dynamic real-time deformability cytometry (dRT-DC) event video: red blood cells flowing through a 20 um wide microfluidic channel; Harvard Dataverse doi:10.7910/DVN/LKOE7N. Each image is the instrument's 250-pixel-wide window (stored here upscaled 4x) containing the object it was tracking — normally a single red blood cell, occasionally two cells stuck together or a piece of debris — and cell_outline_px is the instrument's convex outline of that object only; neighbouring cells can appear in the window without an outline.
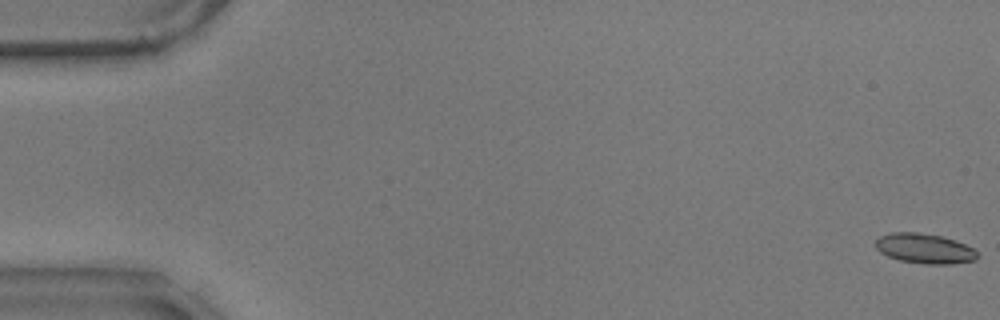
{"species": "common noctule bat (a hibernating species)", "species_latin": "Nyctalus noctula", "temperature_condition": "warm", "stored_images_in_passage": 57, "camera_frame_rate_fps": 3000, "um_per_image_px": 0.085, "animal": {"sex": "male", "body_mass_g": 17.9}, "frame": {"image": 1, "passage_image": 1, "time_ms": 0.0, "image_size_px": [1000, 320], "cell_outline_px": [[980, 256], [976, 260], [952, 264], [924, 264], [900, 260], [888, 256], [880, 252], [876, 248], [876, 240], [880, 236], [892, 232], [920, 232], [940, 236], [956, 240], [972, 248]], "centroid_in_image_um": [78.6, 21.12], "position_along_channel_um": 6.4, "area_um2": 17.8}}
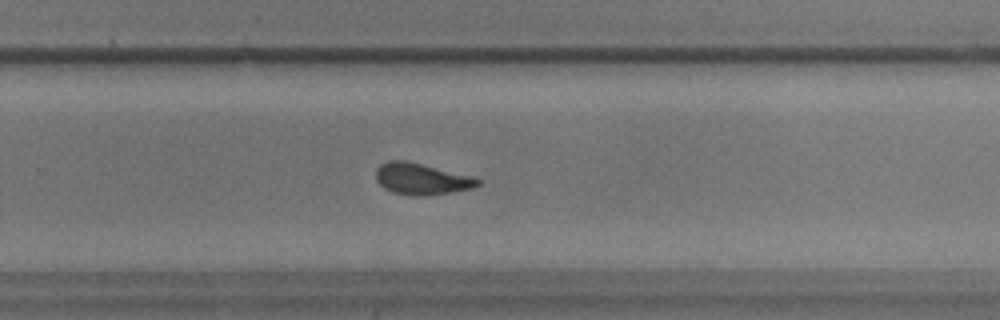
{"frame": {"image": 2, "passage_image": 38, "time_ms": 12.333, "image_size_px": [1000, 320], "cell_outline_px": [[480, 184], [472, 188], [452, 192], [424, 196], [420, 196], [392, 192], [384, 188], [376, 180], [376, 168], [380, 164], [388, 160], [408, 160], [468, 176], [480, 180]], "centroid_in_image_um": [35.77, 15.2], "position_along_channel_um": 294.0, "area_um2": 18.44}}
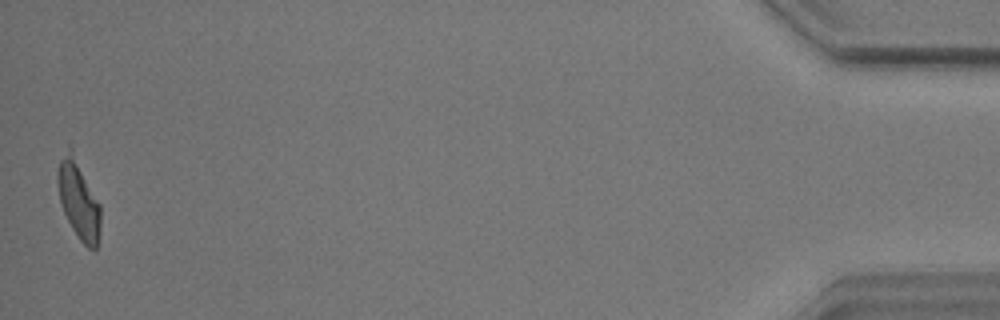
{"frame": {"image": 3, "passage_image": 57, "time_ms": 18.667, "image_size_px": [1000, 320], "cell_outline_px": [[100, 228], [96, 248], [88, 248], [80, 240], [72, 228], [60, 204], [56, 180], [56, 176], [60, 160], [68, 144], [72, 148], [100, 204]], "centroid_in_image_um": [6.66, 16.93], "position_along_channel_um": 428.5, "area_um2": 19.65}, "authors_computed_cell_mechanics": {"area_um2": 18.5538, "velocity_mm_per_s": 3.5589, "shape_relaxation_time_tau1_ms": 4.6142, "shape_relaxation_time_tau2_ms": 1.7045, "deformation_change_tau1": 0.1524, "deformation_change_tau2": 0.0918}}